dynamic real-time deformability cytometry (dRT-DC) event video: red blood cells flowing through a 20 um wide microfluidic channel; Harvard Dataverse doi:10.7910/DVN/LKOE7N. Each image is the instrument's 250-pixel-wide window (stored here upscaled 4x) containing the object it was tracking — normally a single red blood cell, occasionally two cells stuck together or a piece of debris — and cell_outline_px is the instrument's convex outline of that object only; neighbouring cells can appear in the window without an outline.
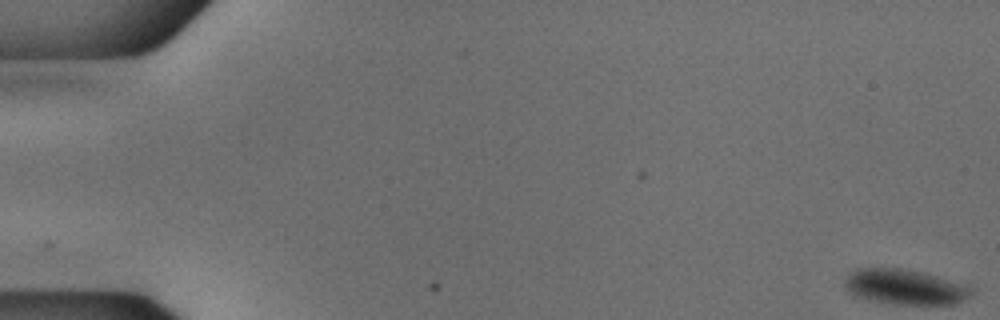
{"species": "common noctule bat (a hibernating species)", "species_latin": "Nyctalus noctula", "temperature_condition": "cold", "stored_images_in_passage": 55, "camera_frame_rate_fps": 3000, "um_per_image_px": 0.085, "animal": {"sex": "male", "body_mass_g": 18.8}, "frame": {"image": 1, "passage_image": 1, "time_ms": 0.0, "image_size_px": [1000, 320], "cell_outline_px": [[972, 288], [968, 296], [956, 304], [896, 304], [856, 296], [848, 292], [844, 288], [844, 280], [856, 268], [900, 268], [920, 272], [936, 276]], "centroid_in_image_um": [76.84, 24.38], "position_along_channel_um": 8.2, "area_um2": 25.32}}
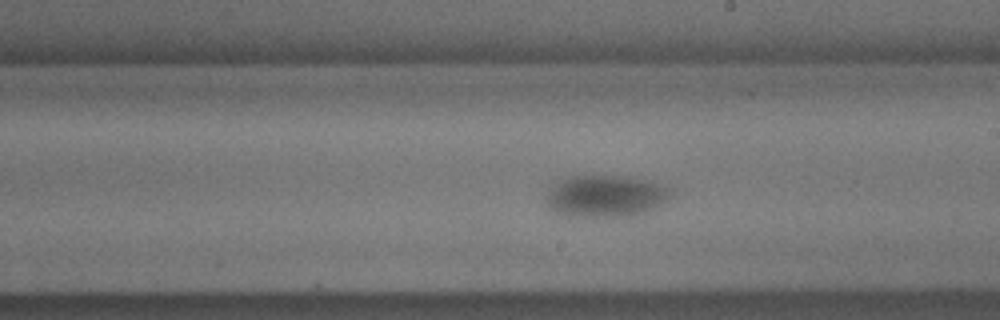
{"frame": {"image": 2, "passage_image": 32, "time_ms": 10.333, "image_size_px": [1000, 320], "cell_outline_px": [[672, 196], [660, 204], [644, 212], [632, 216], [572, 216], [556, 212], [548, 208], [548, 192], [552, 184], [556, 180], [564, 176], [624, 176], [644, 180], [660, 184], [672, 188]], "centroid_in_image_um": [51.45, 16.65], "position_along_channel_um": 237.5, "area_um2": 30.29}}
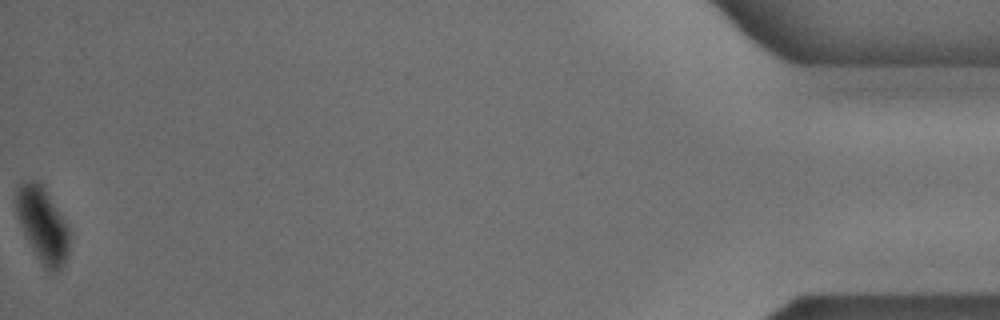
{"frame": {"image": 3, "passage_image": 55, "time_ms": 18.0, "image_size_px": [1000, 320], "cell_outline_px": [[68, 256], [64, 264], [56, 272], [48, 272], [44, 268], [32, 248], [24, 232], [16, 212], [16, 192], [20, 184], [24, 180], [36, 180], [44, 184], [68, 224]], "centroid_in_image_um": [3.64, 19.07], "position_along_channel_um": 431.6, "area_um2": 23.41}, "authors_computed_cell_mechanics": {"area_um2": 28.3798, "velocity_mm_per_s": 3.7261, "shape_relaxation_time_tau1_ms": 4.7792, "shape_relaxation_time_tau2_ms": null, "deformation_change_tau1": 0.0842, "deformation_change_tau2": null}}